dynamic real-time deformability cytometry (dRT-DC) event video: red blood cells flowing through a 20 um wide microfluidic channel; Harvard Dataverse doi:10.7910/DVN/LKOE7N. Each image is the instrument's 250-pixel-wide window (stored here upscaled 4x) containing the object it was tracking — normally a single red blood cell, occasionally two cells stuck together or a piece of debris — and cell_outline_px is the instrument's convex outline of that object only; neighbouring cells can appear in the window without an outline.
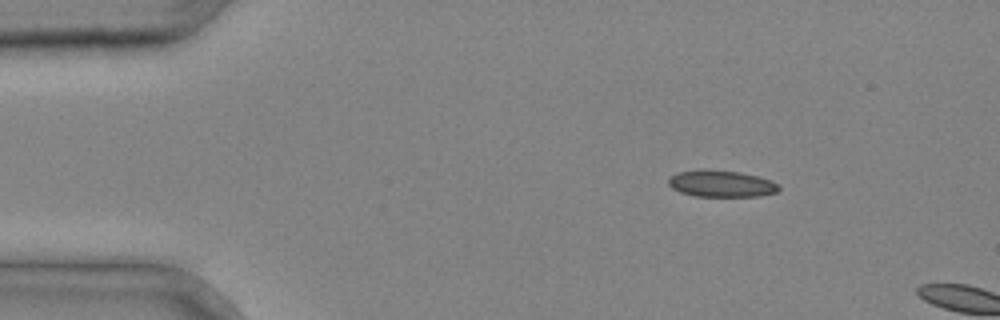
{"species": "common noctule bat (a hibernating species)", "species_latin": "Nyctalus noctula", "temperature_condition": "cold", "stored_images_in_passage": 2, "camera_frame_rate_fps": 3000, "um_per_image_px": 0.085, "animal": {"sex": "male", "body_mass_g": 20.4}, "frame": {"image": 1, "passage_image": 1, "time_ms": 0.0, "image_size_px": [1000, 320], "cell_outline_px": [[780, 188], [776, 192], [760, 196], [696, 196], [680, 192], [672, 188], [668, 184], [668, 180], [676, 172], [700, 168], [704, 168], [740, 172], [756, 176], [780, 184]], "centroid_in_image_um": [61.27, 15.59], "position_along_channel_um": 23.7, "area_um2": 17.28}}